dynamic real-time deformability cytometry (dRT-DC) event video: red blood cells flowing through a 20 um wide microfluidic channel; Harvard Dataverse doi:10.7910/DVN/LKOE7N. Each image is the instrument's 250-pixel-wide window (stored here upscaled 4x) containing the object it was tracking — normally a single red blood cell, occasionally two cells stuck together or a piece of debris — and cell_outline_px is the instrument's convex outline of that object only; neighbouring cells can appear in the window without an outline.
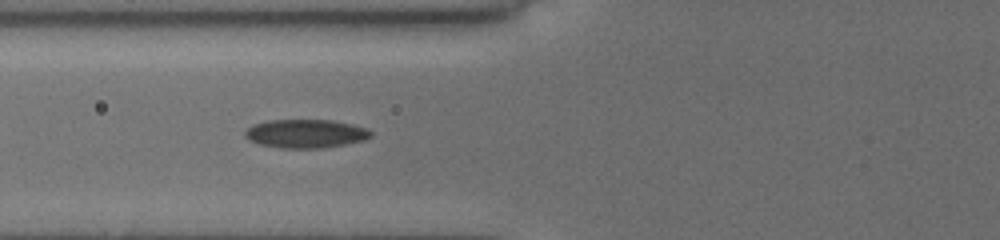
{"species": "common noctule bat (a hibernating species)", "species_latin": "Nyctalus noctula", "temperature_condition": "cold", "stored_images_in_passage": 35, "camera_frame_rate_fps": 3000, "um_per_image_px": 0.085, "animal": {"sex": "female", "body_mass_g": 19.5, "forearm_length_mm": 54.1}, "frame": {"image": 1, "passage_image": 6, "time_ms": 1.667, "image_size_px": [1000, 240], "cell_outline_px": [[372, 136], [364, 140], [344, 144], [320, 148], [280, 148], [260, 144], [248, 140], [244, 136], [244, 132], [252, 124], [264, 120], [332, 120], [352, 124], [368, 128], [372, 132]], "centroid_in_image_um": [25.96, 11.35], "position_along_channel_um": 99.8, "area_um2": 21.1}}
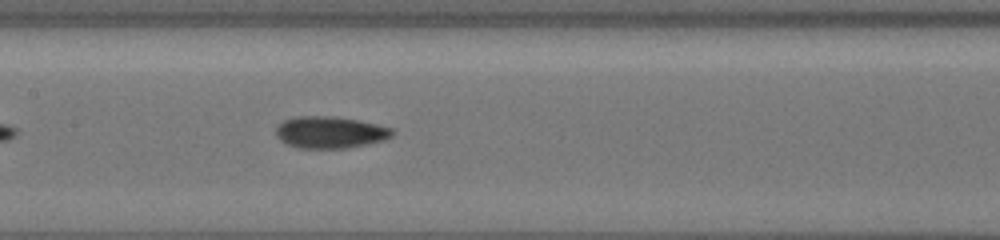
{"frame": {"image": 2, "passage_image": 12, "time_ms": 3.667, "image_size_px": [1000, 240], "cell_outline_px": [[396, 132], [392, 136], [384, 140], [344, 148], [296, 148], [280, 140], [276, 136], [276, 128], [284, 120], [296, 116], [332, 116], [356, 120], [376, 124], [392, 128]], "centroid_in_image_um": [28.05, 11.24], "position_along_channel_um": 179.4, "area_um2": 21.44}}
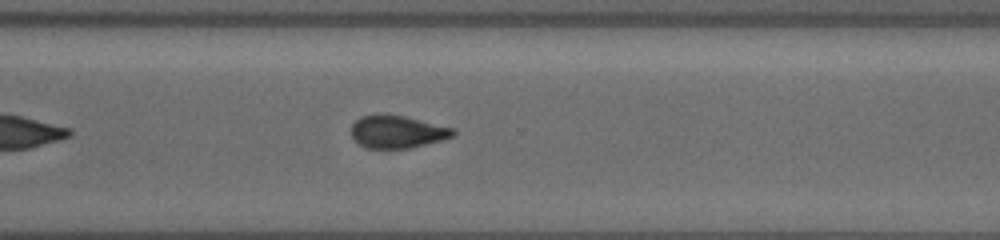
{"frame": {"image": 3, "passage_image": 24, "time_ms": 7.667, "image_size_px": [1000, 240], "cell_outline_px": [[456, 132], [452, 136], [440, 140], [408, 148], [368, 148], [360, 144], [352, 136], [352, 124], [360, 116], [376, 112], [388, 112], [456, 128]], "centroid_in_image_um": [33.75, 11.14], "position_along_channel_um": 336.9, "area_um2": 19.65}, "authors_computed_cell_mechanics": {"area_um2": 20.1144, "velocity_mm_per_s": 3.9599, "shape_relaxation_time_tau1_ms": 5.4368, "shape_relaxation_time_tau2_ms": 2.4975, "deformation_change_tau1": 0.1426, "deformation_change_tau2": 0.0865}}